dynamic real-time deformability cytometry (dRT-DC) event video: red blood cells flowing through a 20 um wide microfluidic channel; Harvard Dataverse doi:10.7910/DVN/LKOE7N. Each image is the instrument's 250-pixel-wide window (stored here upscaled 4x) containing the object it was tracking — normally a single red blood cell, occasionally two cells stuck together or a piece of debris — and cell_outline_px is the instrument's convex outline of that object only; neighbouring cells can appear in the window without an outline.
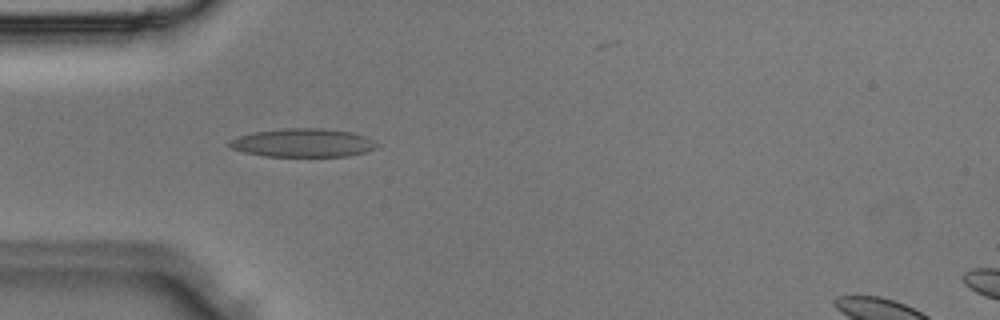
{"species": "Egyptian fruit bat (a non-hibernating species)", "species_latin": "Rousettus aegyptiacus", "temperature_condition": "room temperature", "stored_images_in_passage": 2, "camera_frame_rate_fps": 3000, "um_per_image_px": 0.085, "animal": {"sex": "male"}, "frame": {"image": 1, "passage_image": 1, "time_ms": 0.0, "image_size_px": [1000, 320], "cell_outline_px": [[380, 144], [376, 148], [364, 152], [348, 156], [264, 156], [244, 152], [232, 148], [224, 144], [228, 140], [236, 136], [252, 132], [280, 128], [324, 128], [352, 132], [364, 136]], "centroid_in_image_um": [25.69, 12.13], "position_along_channel_um": 59.3, "area_um2": 24.74}}